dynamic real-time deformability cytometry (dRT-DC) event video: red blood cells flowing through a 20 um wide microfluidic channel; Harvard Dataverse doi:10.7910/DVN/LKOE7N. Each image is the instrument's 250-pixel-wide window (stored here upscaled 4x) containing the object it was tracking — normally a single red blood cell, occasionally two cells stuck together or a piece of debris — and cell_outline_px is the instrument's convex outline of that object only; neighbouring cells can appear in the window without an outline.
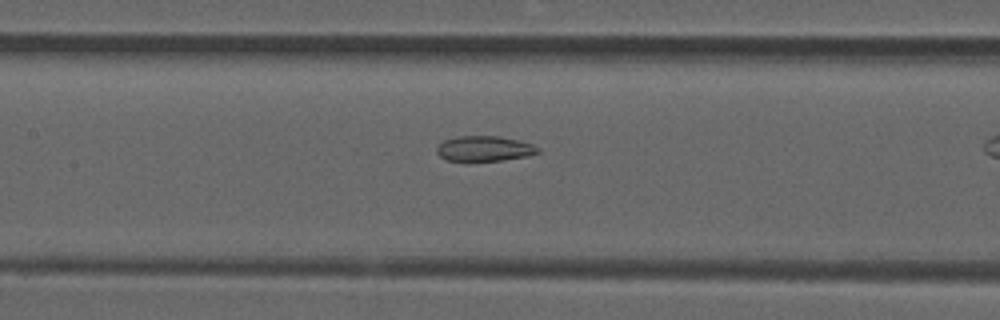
{"species": "common noctule bat (a hibernating species)", "species_latin": "Nyctalus noctula", "temperature_condition": "room temperature", "stored_images_in_passage": 29, "camera_frame_rate_fps": 3000, "um_per_image_px": 0.085, "animal": {"sex": "male", "forearm_length_mm": 52.5}, "frame": {"image": 1, "passage_image": 21, "time_ms": 6.667, "image_size_px": [1000, 320], "cell_outline_px": [[540, 152], [528, 156], [500, 160], [444, 160], [436, 152], [436, 148], [444, 140], [456, 136], [500, 136], [520, 140], [532, 144], [540, 148]], "centroid_in_image_um": [41.19, 12.61], "position_along_channel_um": 166.2, "area_um2": 14.85}}